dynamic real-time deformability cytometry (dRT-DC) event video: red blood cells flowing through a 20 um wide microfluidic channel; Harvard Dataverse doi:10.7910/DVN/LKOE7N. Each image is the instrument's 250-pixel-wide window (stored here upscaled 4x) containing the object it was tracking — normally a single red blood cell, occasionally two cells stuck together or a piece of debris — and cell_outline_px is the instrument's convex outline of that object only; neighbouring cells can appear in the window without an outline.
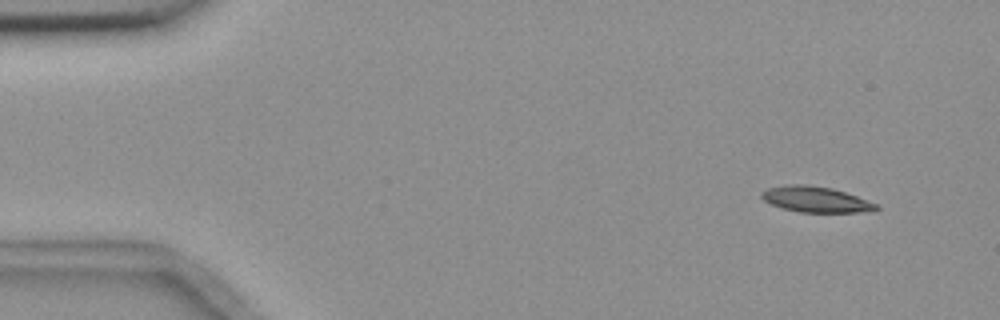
{"species": "common noctule bat (a hibernating species)", "species_latin": "Nyctalus noctula", "temperature_condition": "room temperature", "stored_images_in_passage": 3, "camera_frame_rate_fps": 3000, "um_per_image_px": 0.085, "animal": {"sex": "female", "body_mass_g": 18.4}, "frame": {"image": 1, "passage_image": 1, "time_ms": 0.0, "image_size_px": [1000, 320], "cell_outline_px": [[880, 208], [856, 212], [800, 212], [784, 208], [772, 204], [764, 200], [760, 196], [760, 192], [768, 188], [788, 184], [804, 184], [832, 188], [856, 196], [876, 204]], "centroid_in_image_um": [69.27, 16.93], "position_along_channel_um": 15.7, "area_um2": 16.82}}
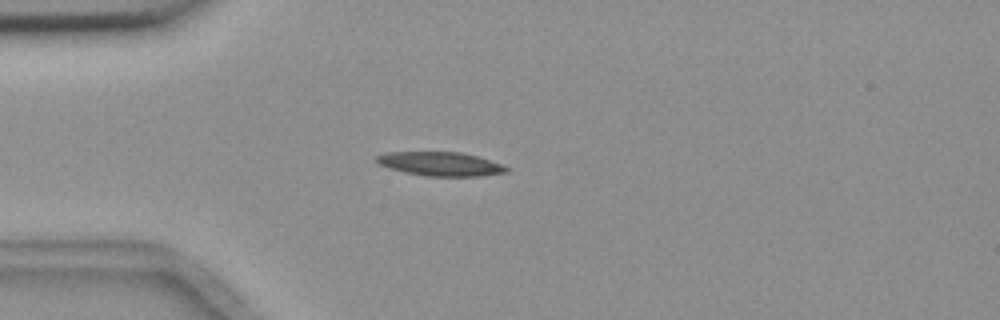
{"frame": {"image": 2, "passage_image": 3, "time_ms": 3.333, "image_size_px": [1000, 320], "cell_outline_px": [[508, 172], [480, 176], [428, 176], [408, 172], [392, 168], [380, 164], [376, 160], [376, 156], [388, 152], [460, 152], [476, 156], [500, 164], [508, 168]], "centroid_in_image_um": [37.46, 13.93], "position_along_channel_um": 47.5, "area_um2": 17.63}}